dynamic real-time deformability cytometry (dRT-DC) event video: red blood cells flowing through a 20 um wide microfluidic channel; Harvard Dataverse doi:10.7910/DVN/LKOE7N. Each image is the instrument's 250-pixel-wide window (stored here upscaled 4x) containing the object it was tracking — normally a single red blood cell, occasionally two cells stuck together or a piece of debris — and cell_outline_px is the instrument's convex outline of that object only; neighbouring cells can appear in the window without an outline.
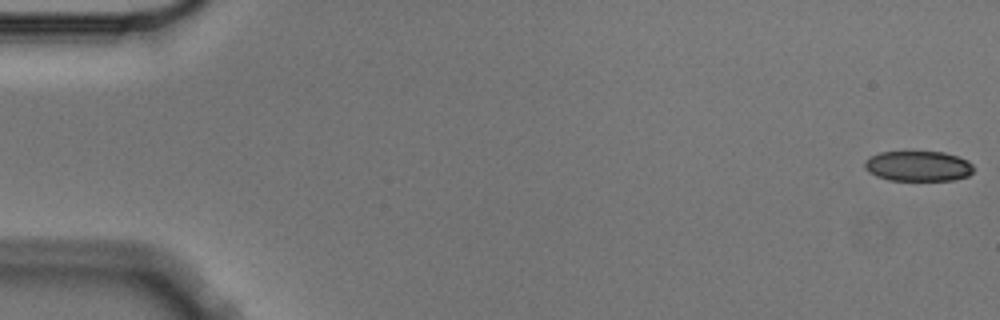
{"species": "Egyptian fruit bat (a non-hibernating species)", "species_latin": "Rousettus aegyptiacus", "temperature_condition": "cold", "stored_images_in_passage": 7, "camera_frame_rate_fps": 3000, "um_per_image_px": 0.085, "animal": {"sex": "male"}, "frame": {"image": 1, "passage_image": 1, "time_ms": 0.0, "image_size_px": [1000, 320], "cell_outline_px": [[972, 172], [968, 176], [952, 180], [888, 180], [876, 176], [868, 172], [864, 168], [864, 160], [880, 152], [944, 152], [968, 160], [972, 164]], "centroid_in_image_um": [78.02, 14.12], "position_along_channel_um": 7.0, "area_um2": 19.19}}
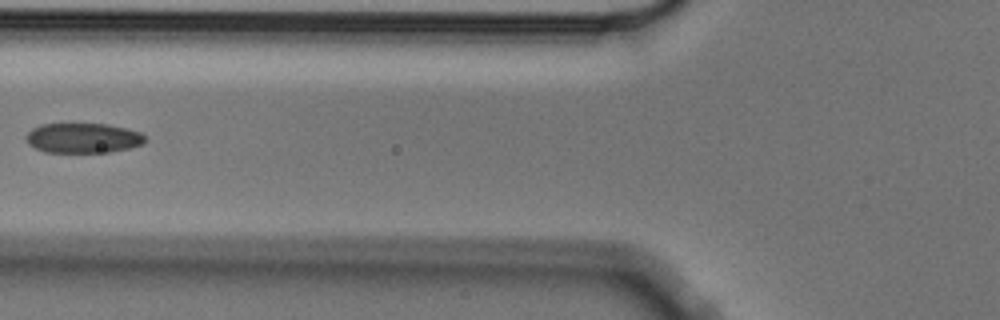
{"frame": {"image": 2, "passage_image": 6, "time_ms": 1.667, "image_size_px": [1000, 320], "cell_outline_px": [[148, 140], [144, 144], [128, 148], [108, 152], [44, 152], [28, 144], [24, 136], [32, 128], [40, 124], [108, 124], [140, 132]], "centroid_in_image_um": [7.04, 11.73], "position_along_channel_um": 118.8, "area_um2": 20.81}}
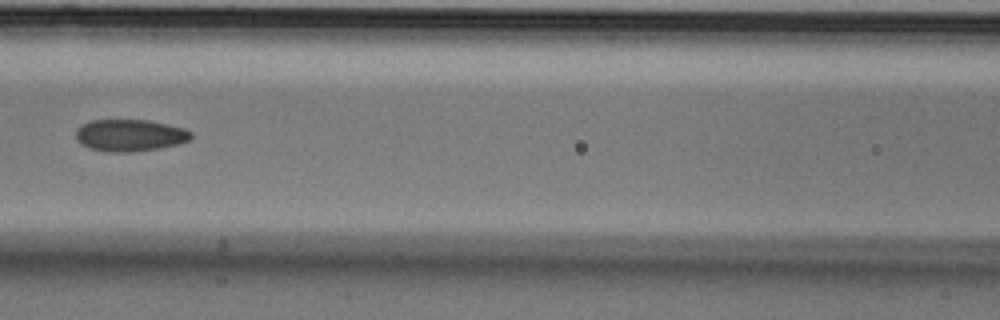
{"frame": {"image": 3, "passage_image": 7, "time_ms": 2.0, "image_size_px": [1000, 320], "cell_outline_px": [[192, 136], [188, 140], [180, 144], [160, 148], [132, 152], [108, 152], [88, 148], [80, 144], [76, 140], [76, 128], [92, 120], [148, 120], [168, 124], [184, 128], [192, 132]], "centroid_in_image_um": [11.04, 11.51], "position_along_channel_um": 155.6, "area_um2": 21.62}}